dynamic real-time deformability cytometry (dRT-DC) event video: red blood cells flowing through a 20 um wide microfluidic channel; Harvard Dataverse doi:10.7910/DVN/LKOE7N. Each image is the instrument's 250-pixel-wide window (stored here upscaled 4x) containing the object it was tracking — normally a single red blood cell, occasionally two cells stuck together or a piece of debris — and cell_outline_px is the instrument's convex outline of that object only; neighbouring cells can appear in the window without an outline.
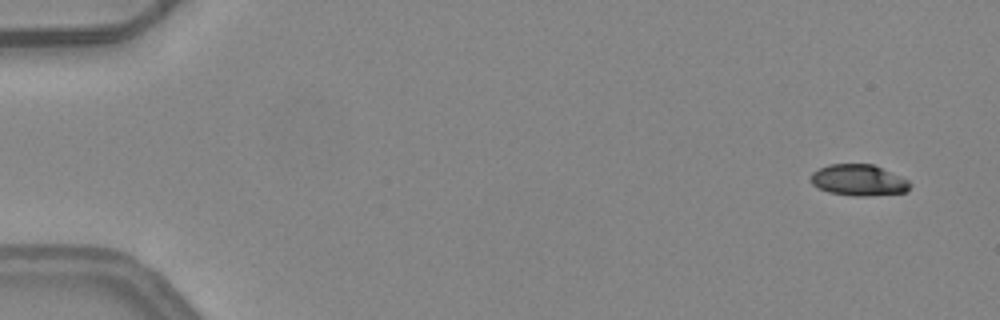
{"species": "common noctule bat (a hibernating species)", "species_latin": "Nyctalus noctula", "temperature_condition": "warm", "stored_images_in_passage": 4, "camera_frame_rate_fps": 3000, "um_per_image_px": 0.085, "animal": {"sex": "female", "body_mass_g": 24.6, "forearm_length_mm": 56.2}, "frame": {"image": 1, "passage_image": 1, "time_ms": 0.0, "image_size_px": [1000, 320], "cell_outline_px": [[912, 184], [908, 192], [868, 196], [852, 196], [828, 192], [812, 184], [808, 180], [812, 172], [828, 164], [872, 164], [900, 176], [908, 180]], "centroid_in_image_um": [72.98, 15.32], "position_along_channel_um": 12.0, "area_um2": 18.21}}